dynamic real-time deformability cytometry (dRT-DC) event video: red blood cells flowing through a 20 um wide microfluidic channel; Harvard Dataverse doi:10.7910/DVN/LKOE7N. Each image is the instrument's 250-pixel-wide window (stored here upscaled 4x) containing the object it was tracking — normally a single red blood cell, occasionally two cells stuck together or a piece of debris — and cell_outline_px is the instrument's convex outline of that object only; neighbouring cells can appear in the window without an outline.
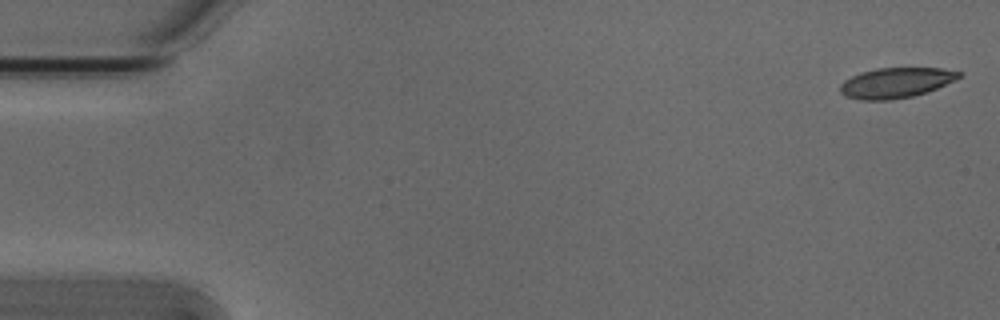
{"species": "Egyptian fruit bat (a non-hibernating species)", "species_latin": "Rousettus aegyptiacus", "temperature_condition": "cold", "stored_images_in_passage": 6, "camera_frame_rate_fps": 3000, "um_per_image_px": 0.085, "animal": {"sex": "male"}, "frame": {"image": 1, "passage_image": 1, "time_ms": 0.0, "image_size_px": [1000, 320], "cell_outline_px": [[960, 76], [956, 80], [936, 88], [912, 96], [888, 100], [860, 100], [844, 96], [840, 92], [840, 84], [844, 80], [860, 72], [876, 68], [940, 68], [960, 72]], "centroid_in_image_um": [76.1, 7.03], "position_along_channel_um": 8.9, "area_um2": 20.81}}
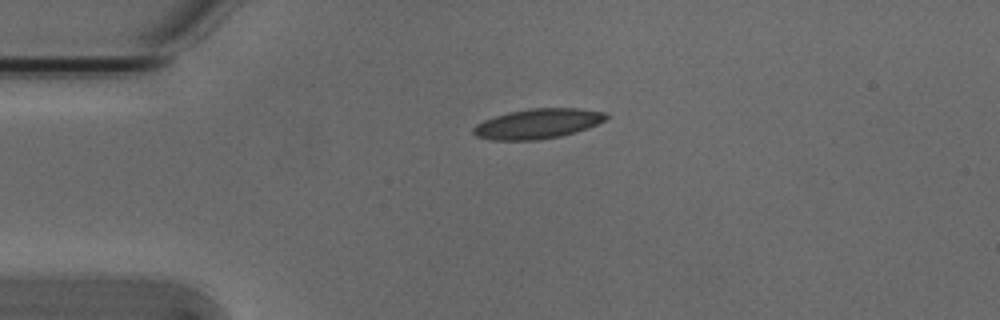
{"frame": {"image": 2, "passage_image": 4, "time_ms": 1.0, "image_size_px": [1000, 320], "cell_outline_px": [[608, 116], [604, 120], [588, 128], [576, 132], [560, 136], [540, 140], [492, 140], [476, 136], [472, 132], [472, 128], [476, 124], [484, 120], [508, 112], [528, 108], [580, 108], [604, 112]], "centroid_in_image_um": [45.68, 10.51], "position_along_channel_um": 39.3, "area_um2": 23.18}}
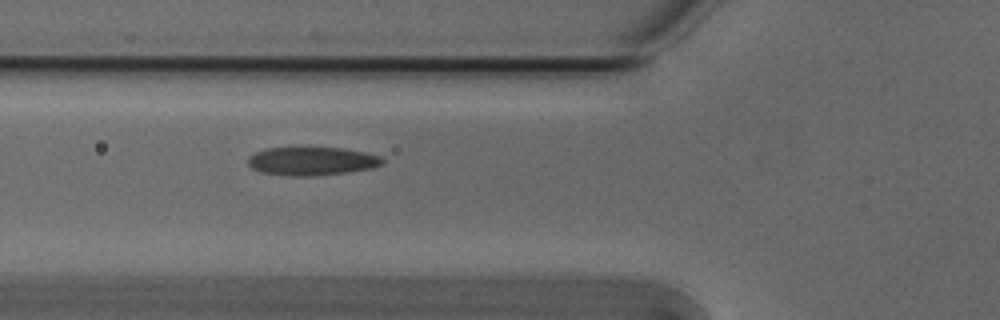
{"frame": {"image": 3, "passage_image": 6, "time_ms": 1.667, "image_size_px": [1000, 320], "cell_outline_px": [[384, 164], [372, 168], [348, 172], [312, 176], [292, 176], [260, 172], [252, 168], [248, 164], [248, 156], [256, 152], [268, 148], [344, 148], [364, 152], [380, 156], [384, 160]], "centroid_in_image_um": [26.52, 13.7], "position_along_channel_um": 99.3, "area_um2": 22.2}}